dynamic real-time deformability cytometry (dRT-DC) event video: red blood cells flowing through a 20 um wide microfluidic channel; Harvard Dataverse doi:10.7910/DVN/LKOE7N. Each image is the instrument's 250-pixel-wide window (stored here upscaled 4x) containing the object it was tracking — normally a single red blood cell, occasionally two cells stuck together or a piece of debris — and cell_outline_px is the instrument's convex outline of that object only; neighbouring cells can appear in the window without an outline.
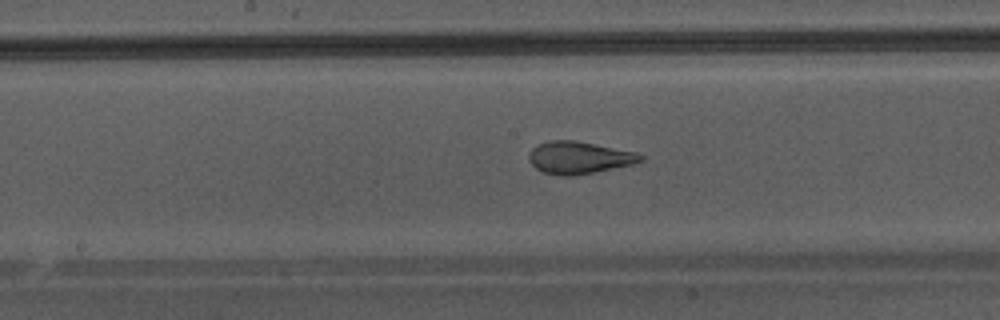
{"species": "Egyptian fruit bat (a non-hibernating species)", "species_latin": "Rousettus aegyptiacus", "temperature_condition": "warm", "stored_images_in_passage": 31, "camera_frame_rate_fps": 3000, "um_per_image_px": 0.085, "animal": {"sex": "male"}, "frame": {"image": 1, "passage_image": 10, "time_ms": 3.0, "image_size_px": [1000, 320], "cell_outline_px": [[644, 160], [632, 164], [576, 176], [560, 176], [540, 172], [528, 160], [528, 152], [536, 144], [552, 140], [576, 140], [636, 152], [644, 156]], "centroid_in_image_um": [49.18, 13.4], "position_along_channel_um": 199.0, "area_um2": 21.27}}
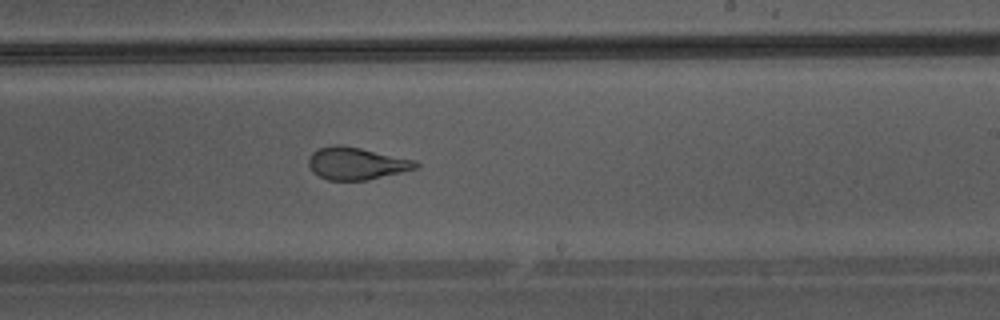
{"frame": {"image": 2, "passage_image": 14, "time_ms": 4.333, "image_size_px": [1000, 320], "cell_outline_px": [[420, 168], [368, 180], [328, 180], [312, 172], [308, 164], [308, 160], [312, 152], [320, 148], [336, 144], [340, 144], [360, 148], [416, 160], [420, 164]], "centroid_in_image_um": [30.32, 13.9], "position_along_channel_um": 258.7, "area_um2": 20.29}}